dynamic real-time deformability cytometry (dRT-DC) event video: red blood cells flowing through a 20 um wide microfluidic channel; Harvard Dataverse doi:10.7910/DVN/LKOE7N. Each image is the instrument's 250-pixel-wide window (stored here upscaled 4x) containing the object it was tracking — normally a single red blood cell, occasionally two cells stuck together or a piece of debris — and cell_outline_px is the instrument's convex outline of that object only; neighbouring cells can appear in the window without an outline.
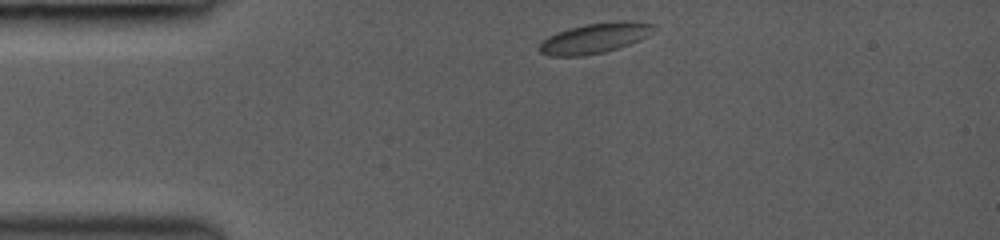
{"species": "common noctule bat (a hibernating species)", "species_latin": "Nyctalus noctula", "temperature_condition": "room temperature", "stored_images_in_passage": 35, "camera_frame_rate_fps": 3000, "um_per_image_px": 0.085, "animal": {"sex": "female", "body_mass_g": 19.0, "forearm_length_mm": 53.3}, "frame": {"image": 1, "passage_image": 1, "time_ms": 0.0, "image_size_px": [1000, 240], "cell_outline_px": [[656, 28], [648, 36], [640, 40], [604, 52], [584, 56], [548, 56], [540, 52], [536, 48], [548, 36], [556, 32], [568, 28], [584, 24], [616, 20], [624, 20], [656, 24]], "centroid_in_image_um": [50.55, 3.23], "position_along_channel_um": 34.5, "area_um2": 20.4}}
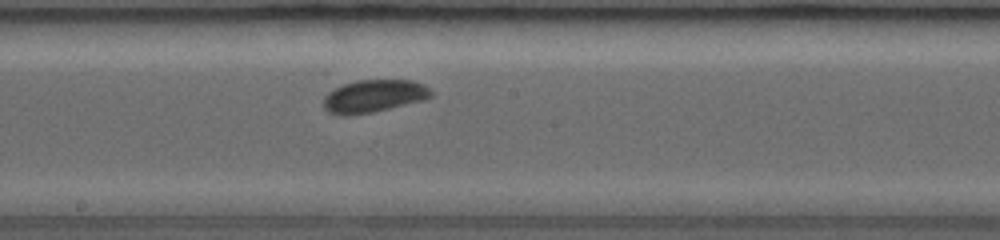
{"frame": {"image": 2, "passage_image": 14, "time_ms": 5.333, "image_size_px": [1000, 240], "cell_outline_px": [[432, 96], [424, 100], [372, 112], [348, 116], [340, 116], [328, 112], [324, 108], [324, 96], [328, 92], [344, 84], [356, 80], [412, 80], [424, 84], [432, 92]], "centroid_in_image_um": [31.76, 8.17], "position_along_channel_um": 216.4, "area_um2": 20.46}}
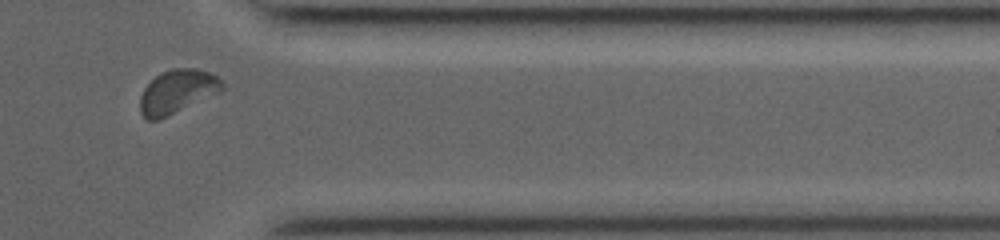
{"frame": {"image": 3, "passage_image": 30, "time_ms": 9.667, "image_size_px": [1000, 240], "cell_outline_px": [[224, 88], [220, 92], [160, 120], [144, 120], [140, 112], [140, 96], [144, 88], [160, 72], [172, 68], [196, 68], [212, 72], [224, 80]], "centroid_in_image_um": [15.09, 7.78], "position_along_channel_um": 396.3, "area_um2": 21.33}, "authors_computed_cell_mechanics": {"area_um2": 20.1722, "velocity_mm_per_s": 4.1759, "shape_relaxation_time_tau1_ms": 2.1356, "shape_relaxation_time_tau2_ms": null, "deformation_change_tau1": 0.0755, "deformation_change_tau2": null}}